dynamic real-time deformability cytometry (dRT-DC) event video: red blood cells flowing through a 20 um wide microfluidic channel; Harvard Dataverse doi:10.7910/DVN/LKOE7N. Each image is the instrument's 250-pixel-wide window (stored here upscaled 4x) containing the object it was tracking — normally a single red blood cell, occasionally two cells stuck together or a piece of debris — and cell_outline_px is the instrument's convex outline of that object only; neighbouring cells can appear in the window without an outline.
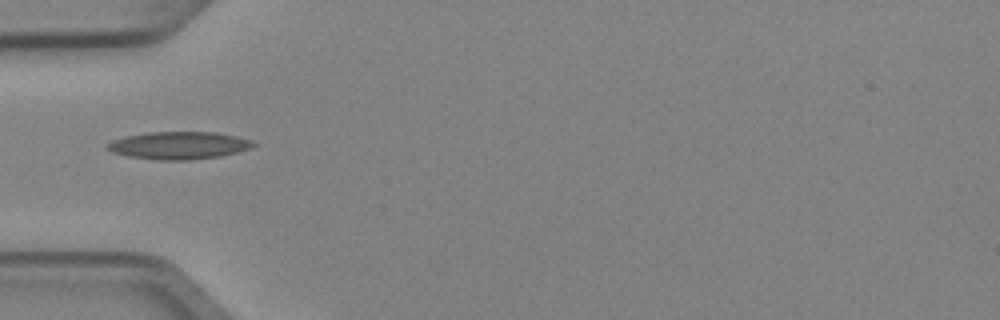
{"species": "Egyptian fruit bat (a non-hibernating species)", "species_latin": "Rousettus aegyptiacus", "temperature_condition": "cold", "stored_images_in_passage": 1, "camera_frame_rate_fps": 3000, "um_per_image_px": 0.085, "animal": {"sex": "female"}, "frame": {"image": 1, "passage_image": 1, "time_ms": 0.0, "image_size_px": [1000, 320], "cell_outline_px": [[256, 144], [252, 148], [220, 156], [188, 160], [160, 160], [128, 156], [112, 152], [104, 148], [104, 144], [112, 140], [124, 136], [148, 132], [216, 132], [236, 136], [252, 140]], "centroid_in_image_um": [15.16, 12.35], "position_along_channel_um": 69.8, "area_um2": 23.58}}